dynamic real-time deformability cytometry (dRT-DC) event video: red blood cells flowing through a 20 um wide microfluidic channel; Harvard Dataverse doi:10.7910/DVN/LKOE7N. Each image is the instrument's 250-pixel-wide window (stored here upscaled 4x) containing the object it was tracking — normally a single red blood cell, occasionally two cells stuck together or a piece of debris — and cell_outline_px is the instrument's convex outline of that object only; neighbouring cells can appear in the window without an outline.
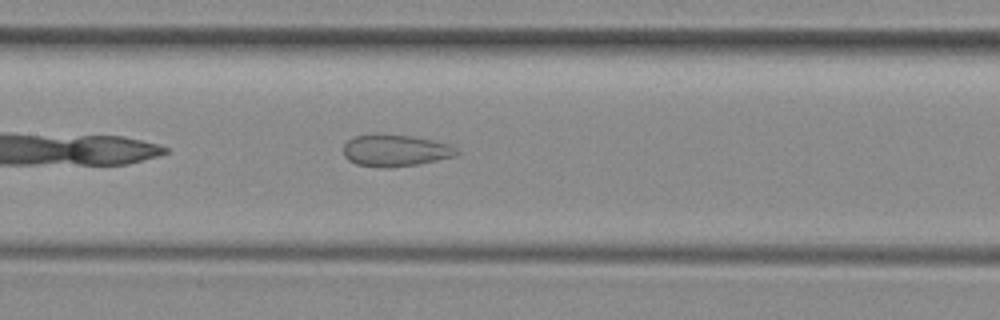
{"species": "common noctule bat (a hibernating species)", "species_latin": "Nyctalus noctula", "temperature_condition": "room temperature", "stored_images_in_passage": 34, "camera_frame_rate_fps": 3000, "um_per_image_px": 0.085, "animal": {"sex": "female", "body_mass_g": 29.2, "forearm_length_mm": 56.3}, "frame": {"image": 1, "passage_image": 10, "time_ms": 3.0, "image_size_px": [1000, 320], "cell_outline_px": [[460, 152], [456, 156], [416, 164], [384, 168], [356, 164], [348, 160], [344, 156], [344, 144], [348, 140], [356, 136], [376, 132], [412, 136], [432, 140], [448, 144]], "centroid_in_image_um": [33.56, 12.77], "position_along_channel_um": 173.8, "area_um2": 21.1}}
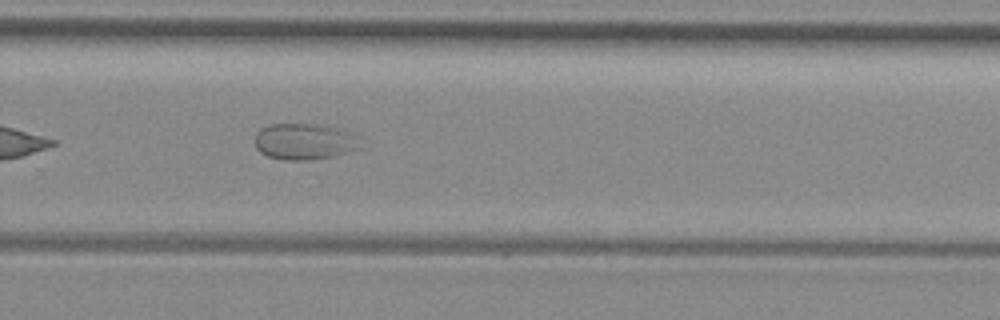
{"frame": {"image": 2, "passage_image": 20, "time_ms": 6.333, "image_size_px": [1000, 320], "cell_outline_px": [[360, 148], [348, 152], [332, 156], [308, 160], [284, 160], [268, 156], [260, 152], [256, 148], [256, 132], [260, 128], [272, 124], [316, 124], [336, 128], [360, 136]], "centroid_in_image_um": [25.88, 12.03], "position_along_channel_um": 303.9, "area_um2": 22.25}}
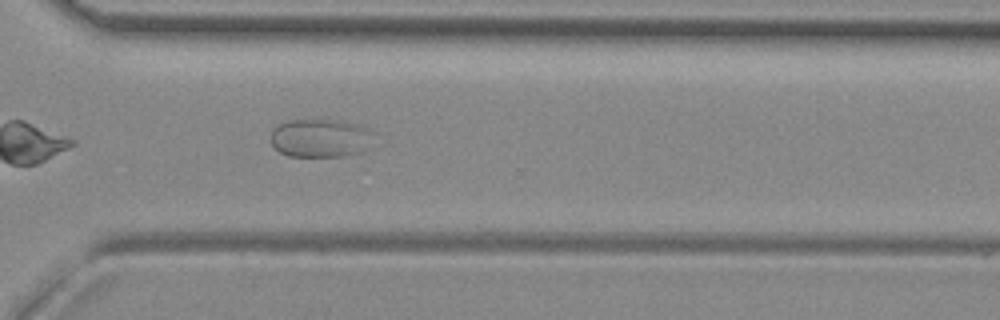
{"frame": {"image": 3, "passage_image": 23, "time_ms": 7.333, "image_size_px": [1000, 320], "cell_outline_px": [[376, 132], [372, 148], [348, 156], [288, 156], [280, 152], [272, 144], [268, 136], [272, 128], [288, 120], [344, 120], [372, 128]], "centroid_in_image_um": [27.33, 11.73], "position_along_channel_um": 343.3, "area_um2": 23.99}}